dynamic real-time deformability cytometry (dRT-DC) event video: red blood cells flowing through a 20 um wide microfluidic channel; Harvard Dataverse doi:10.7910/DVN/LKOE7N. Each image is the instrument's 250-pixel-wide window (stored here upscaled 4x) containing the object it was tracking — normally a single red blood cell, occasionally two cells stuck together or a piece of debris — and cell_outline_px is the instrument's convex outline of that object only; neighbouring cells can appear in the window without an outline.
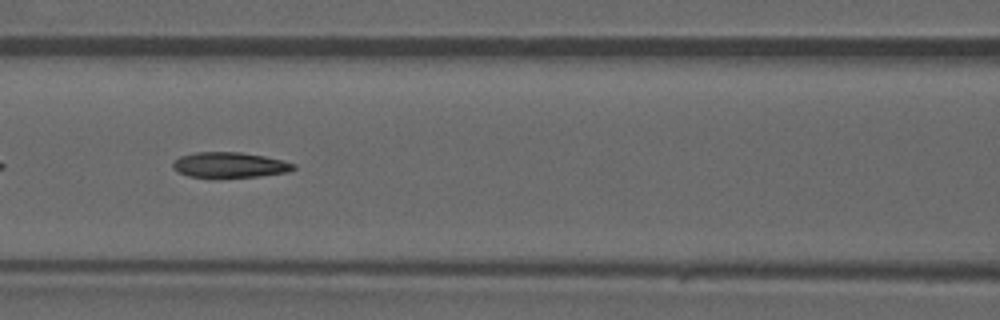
{"species": "common noctule bat (a hibernating species)", "species_latin": "Nyctalus noctula", "temperature_condition": "warm", "stored_images_in_passage": 45, "camera_frame_rate_fps": 3000, "um_per_image_px": 0.085, "animal": {"sex": "male", "forearm_length_mm": 52.5}, "frame": {"image": 1, "passage_image": 20, "time_ms": 6.333, "image_size_px": [1000, 320], "cell_outline_px": [[296, 168], [288, 172], [260, 176], [212, 180], [188, 176], [172, 168], [172, 164], [180, 156], [196, 152], [240, 152], [264, 156], [284, 160], [296, 164]], "centroid_in_image_um": [19.52, 14.06], "position_along_channel_um": 147.1, "area_um2": 18.55}}